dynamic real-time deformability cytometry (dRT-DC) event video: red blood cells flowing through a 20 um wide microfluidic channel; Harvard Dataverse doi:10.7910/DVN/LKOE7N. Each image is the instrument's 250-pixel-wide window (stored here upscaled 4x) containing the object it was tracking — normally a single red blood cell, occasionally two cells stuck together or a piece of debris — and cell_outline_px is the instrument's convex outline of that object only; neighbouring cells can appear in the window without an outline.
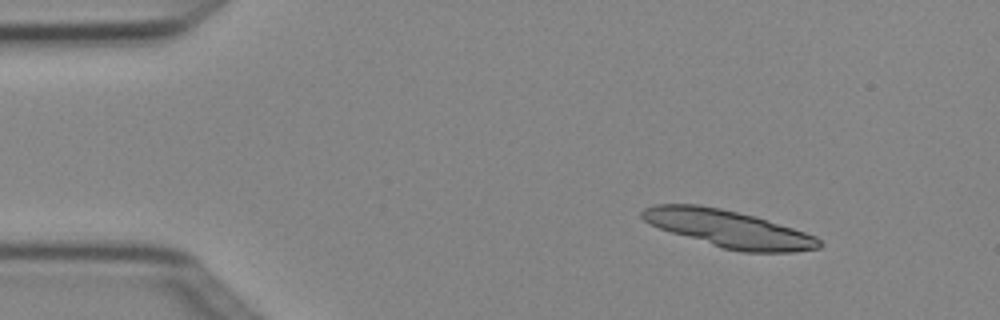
{"species": "Egyptian fruit bat (a non-hibernating species)", "species_latin": "Rousettus aegyptiacus", "temperature_condition": "cold", "stored_images_in_passage": 4, "camera_frame_rate_fps": 3000, "um_per_image_px": 0.085, "animal": {"sex": "female"}, "frame": {"image": 1, "passage_image": 2, "time_ms": 0.333, "image_size_px": [1000, 320], "cell_outline_px": [[824, 244], [820, 248], [792, 252], [744, 252], [724, 248], [672, 232], [660, 228], [644, 220], [640, 216], [640, 212], [644, 208], [656, 204], [696, 204], [720, 208], [756, 216], [816, 236]], "centroid_in_image_um": [61.96, 19.44], "position_along_channel_um": 23.0, "area_um2": 37.92}}